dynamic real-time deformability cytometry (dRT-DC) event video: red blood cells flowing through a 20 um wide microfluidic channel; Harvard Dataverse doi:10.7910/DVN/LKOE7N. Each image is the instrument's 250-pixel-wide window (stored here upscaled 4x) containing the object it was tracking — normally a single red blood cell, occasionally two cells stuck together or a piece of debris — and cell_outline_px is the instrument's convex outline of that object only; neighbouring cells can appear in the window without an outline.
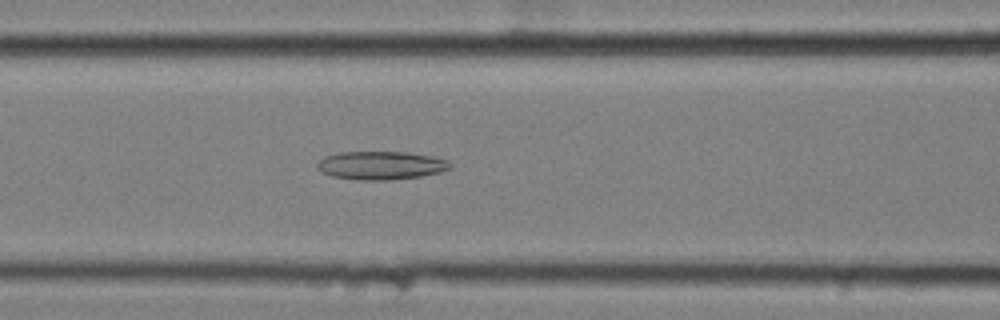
{"species": "common noctule bat (a hibernating species)", "species_latin": "Nyctalus noctula", "temperature_condition": "cold", "stored_images_in_passage": 56, "camera_frame_rate_fps": 3000, "um_per_image_px": 0.085, "animal": {"sex": "female", "body_mass_g": 25.1}, "frame": {"image": 1, "passage_image": 23, "time_ms": 7.333, "image_size_px": [1000, 320], "cell_outline_px": [[452, 168], [440, 172], [420, 176], [388, 180], [360, 180], [332, 176], [320, 172], [316, 168], [316, 164], [324, 156], [340, 152], [404, 152], [428, 156], [448, 160], [452, 164]], "centroid_in_image_um": [32.34, 14.06], "position_along_channel_um": 134.3, "area_um2": 21.91}}
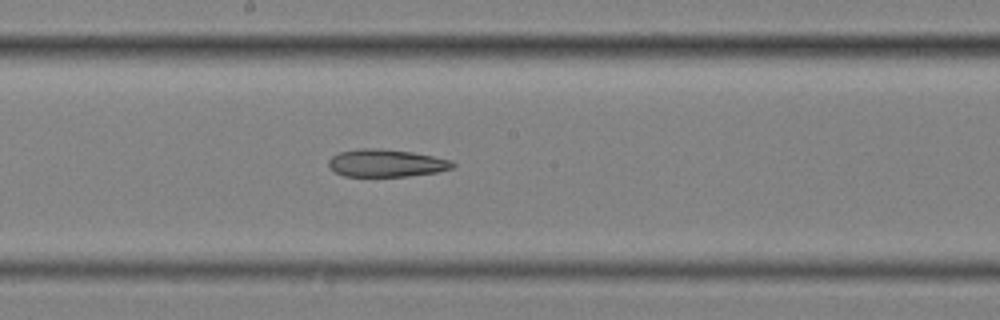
{"frame": {"image": 2, "passage_image": 30, "time_ms": 9.667, "image_size_px": [1000, 320], "cell_outline_px": [[456, 164], [452, 168], [436, 172], [408, 176], [344, 176], [332, 172], [328, 164], [328, 160], [332, 156], [340, 152], [360, 148], [380, 148], [412, 152], [452, 160]], "centroid_in_image_um": [32.79, 13.86], "position_along_channel_um": 215.4, "area_um2": 20.0}}
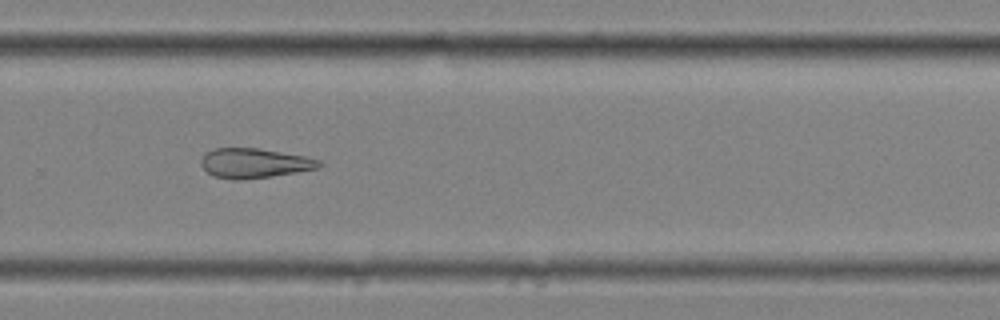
{"frame": {"image": 3, "passage_image": 38, "time_ms": 12.333, "image_size_px": [1000, 320], "cell_outline_px": [[324, 164], [316, 168], [296, 172], [272, 176], [240, 180], [232, 180], [212, 176], [200, 164], [200, 160], [204, 152], [212, 148], [256, 148], [304, 156], [320, 160]], "centroid_in_image_um": [21.56, 13.87], "position_along_channel_um": 308.2, "area_um2": 20.46}}